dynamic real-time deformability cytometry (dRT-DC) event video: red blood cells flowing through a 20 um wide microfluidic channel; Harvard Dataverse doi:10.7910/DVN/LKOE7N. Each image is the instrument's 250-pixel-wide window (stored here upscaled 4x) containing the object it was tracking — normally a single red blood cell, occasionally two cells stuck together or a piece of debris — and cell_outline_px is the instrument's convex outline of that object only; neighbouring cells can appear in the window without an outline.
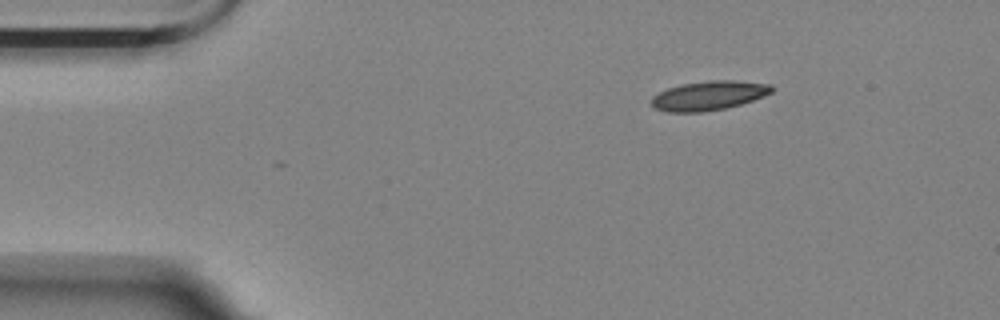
{"species": "Egyptian fruit bat (a non-hibernating species)", "species_latin": "Rousettus aegyptiacus", "temperature_condition": "room temperature", "stored_images_in_passage": 37, "camera_frame_rate_fps": 3000, "um_per_image_px": 0.085, "animal": {"sex": "female"}, "frame": {"image": 1, "passage_image": 1, "time_ms": 0.0, "image_size_px": [1000, 320], "cell_outline_px": [[776, 88], [772, 92], [764, 96], [740, 104], [724, 108], [700, 112], [668, 112], [656, 108], [652, 104], [652, 96], [668, 88], [680, 84], [708, 80], [736, 80], [772, 84]], "centroid_in_image_um": [60.29, 8.1], "position_along_channel_um": 24.7, "area_um2": 20.52}}
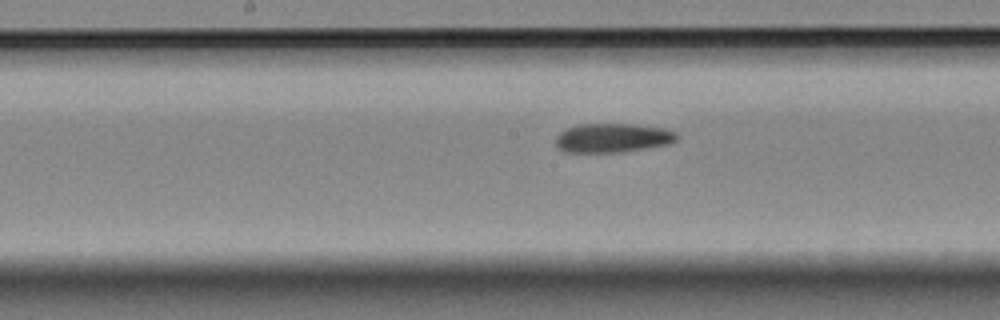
{"frame": {"image": 2, "passage_image": 21, "time_ms": 6.667, "image_size_px": [1000, 320], "cell_outline_px": [[680, 136], [676, 140], [668, 144], [620, 152], [564, 152], [556, 148], [556, 136], [564, 128], [580, 124], [636, 124], [664, 128], [676, 132]], "centroid_in_image_um": [52.05, 11.71], "position_along_channel_um": 196.2, "area_um2": 20.69}}
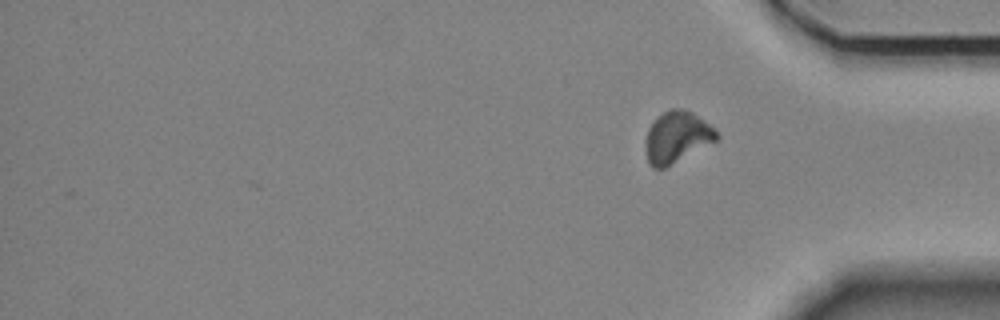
{"frame": {"image": 3, "passage_image": 37, "time_ms": 12.0, "image_size_px": [1000, 320], "cell_outline_px": [[720, 140], [664, 168], [652, 168], [648, 164], [644, 148], [644, 144], [648, 128], [664, 112], [672, 108], [680, 108], [692, 112], [704, 120], [720, 136]], "centroid_in_image_um": [57.53, 11.69], "position_along_channel_um": 377.7, "area_um2": 21.39}, "authors_computed_cell_mechanics": {"area_um2": 20.8658, "velocity_mm_per_s": 3.5177, "shape_relaxation_time_tau1_ms": null, "shape_relaxation_time_tau2_ms": 8.4422, "deformation_change_tau1": null, "deformation_change_tau2": 0.1304}}